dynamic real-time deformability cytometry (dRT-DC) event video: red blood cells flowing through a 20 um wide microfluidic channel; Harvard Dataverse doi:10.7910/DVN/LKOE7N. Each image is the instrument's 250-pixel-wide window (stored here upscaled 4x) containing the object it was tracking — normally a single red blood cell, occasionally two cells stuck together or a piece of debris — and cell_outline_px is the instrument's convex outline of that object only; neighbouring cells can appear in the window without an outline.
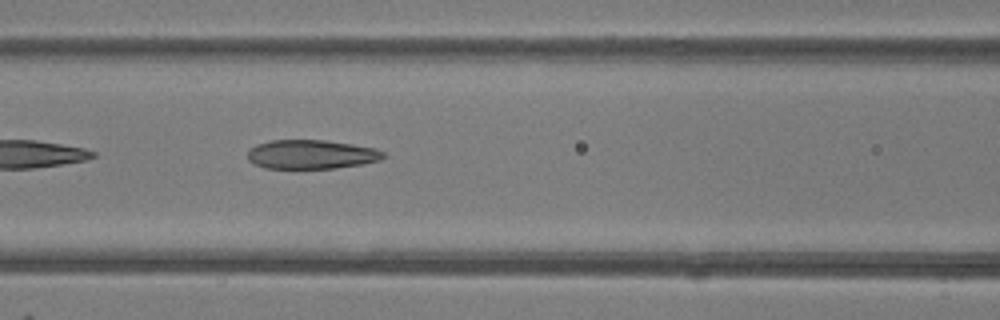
{"species": "common noctule bat (a hibernating species)", "species_latin": "Nyctalus noctula", "temperature_condition": "room temperature", "stored_images_in_passage": 5, "camera_frame_rate_fps": 3000, "um_per_image_px": 0.085, "animal": {"sex": "female"}, "frame": {"image": 1, "passage_image": 5, "time_ms": 4.667, "image_size_px": [1000, 320], "cell_outline_px": [[384, 156], [380, 160], [364, 164], [336, 168], [264, 168], [252, 164], [248, 160], [248, 148], [256, 144], [272, 140], [324, 140], [352, 144], [376, 148], [384, 152]], "centroid_in_image_um": [26.43, 13.12], "position_along_channel_um": 140.2, "area_um2": 23.18}}